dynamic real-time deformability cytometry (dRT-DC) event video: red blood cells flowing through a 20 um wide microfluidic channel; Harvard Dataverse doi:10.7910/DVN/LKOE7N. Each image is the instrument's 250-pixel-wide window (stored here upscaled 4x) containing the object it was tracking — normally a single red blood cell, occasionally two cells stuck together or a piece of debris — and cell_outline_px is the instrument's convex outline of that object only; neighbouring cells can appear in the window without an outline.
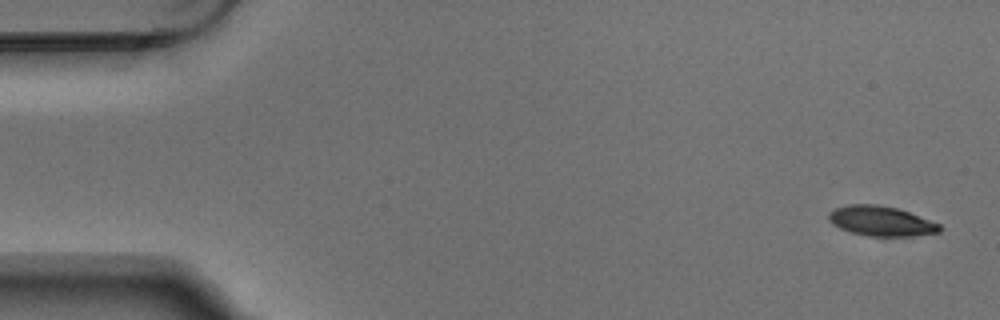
{"species": "Egyptian fruit bat (a non-hibernating species)", "species_latin": "Rousettus aegyptiacus", "temperature_condition": "warm", "stored_images_in_passage": 5, "segment_of_instrument_passage": [1, 2], "camera_frame_rate_fps": 3000, "um_per_image_px": 0.085, "animal": {"sex": "male"}, "frame": {"image": 1, "passage_image": 1, "time_ms": 0.0, "image_size_px": [1000, 320], "cell_outline_px": [[944, 228], [940, 232], [912, 236], [868, 236], [852, 232], [840, 228], [832, 224], [828, 220], [828, 212], [836, 208], [848, 204], [876, 204], [896, 208], [908, 212], [940, 224]], "centroid_in_image_um": [74.88, 18.79], "position_along_channel_um": 10.1, "area_um2": 19.31}}